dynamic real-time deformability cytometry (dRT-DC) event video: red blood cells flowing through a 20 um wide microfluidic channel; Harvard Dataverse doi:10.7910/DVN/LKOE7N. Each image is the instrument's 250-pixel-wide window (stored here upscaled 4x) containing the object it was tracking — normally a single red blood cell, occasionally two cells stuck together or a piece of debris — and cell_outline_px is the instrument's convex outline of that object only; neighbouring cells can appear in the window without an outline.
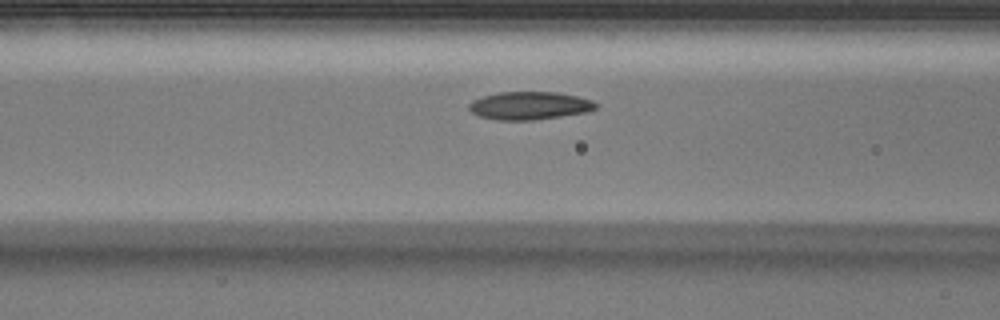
{"species": "Egyptian fruit bat (a non-hibernating species)", "species_latin": "Rousettus aegyptiacus", "temperature_condition": "warm", "stored_images_in_passage": 14, "camera_frame_rate_fps": 3000, "um_per_image_px": 0.085, "animal": {"sex": "male"}, "frame": {"image": 1, "passage_image": 12, "time_ms": 3.667, "image_size_px": [1000, 320], "cell_outline_px": [[600, 108], [588, 112], [532, 120], [496, 120], [480, 116], [472, 112], [468, 108], [468, 104], [472, 100], [496, 92], [556, 92], [576, 96], [592, 100], [600, 104]], "centroid_in_image_um": [45.04, 8.98], "position_along_channel_um": 121.6, "area_um2": 20.81}}